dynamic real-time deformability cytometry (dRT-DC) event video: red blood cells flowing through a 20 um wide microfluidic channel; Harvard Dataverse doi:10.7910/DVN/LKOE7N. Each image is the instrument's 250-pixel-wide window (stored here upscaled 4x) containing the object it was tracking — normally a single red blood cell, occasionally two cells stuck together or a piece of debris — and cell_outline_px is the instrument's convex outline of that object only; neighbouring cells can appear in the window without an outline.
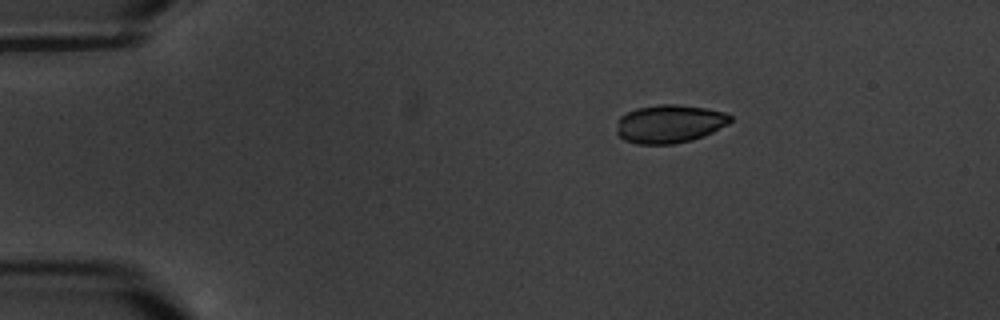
{"species": "common noctule bat (a hibernating species)", "species_latin": "Nyctalus noctula", "temperature_condition": "warm", "stored_images_in_passage": 4, "camera_frame_rate_fps": 3000, "um_per_image_px": 0.085, "animal": {"sex": "male", "body_mass_g": 20.1, "forearm_length_mm": 53.5}, "frame": {"image": 1, "passage_image": 1, "time_ms": 0.0, "image_size_px": [1000, 320], "cell_outline_px": [[732, 120], [728, 124], [704, 136], [692, 140], [672, 144], [636, 144], [624, 140], [616, 132], [616, 128], [620, 116], [636, 108], [660, 104], [676, 104], [704, 108], [724, 112], [732, 116]], "centroid_in_image_um": [56.9, 10.53], "position_along_channel_um": 28.1, "area_um2": 25.37}}
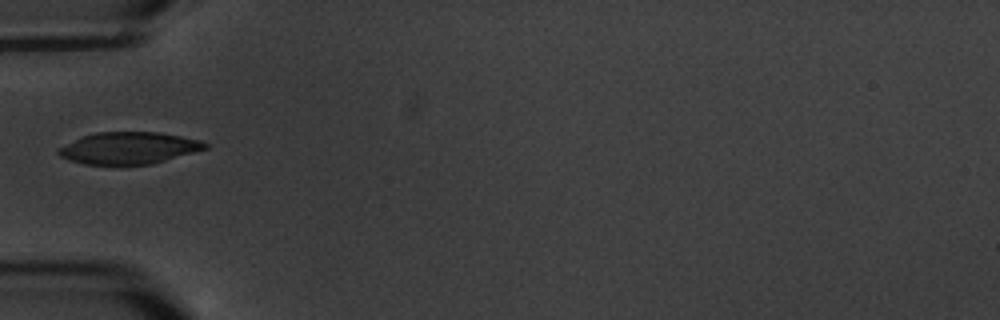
{"frame": {"image": 2, "passage_image": 4, "time_ms": 3.333, "image_size_px": [1000, 320], "cell_outline_px": [[208, 148], [152, 164], [120, 168], [84, 164], [68, 160], [60, 156], [56, 152], [56, 148], [84, 136], [96, 132], [160, 132], [200, 140], [208, 144]], "centroid_in_image_um": [10.9, 12.63], "position_along_channel_um": 74.1, "area_um2": 28.09}}